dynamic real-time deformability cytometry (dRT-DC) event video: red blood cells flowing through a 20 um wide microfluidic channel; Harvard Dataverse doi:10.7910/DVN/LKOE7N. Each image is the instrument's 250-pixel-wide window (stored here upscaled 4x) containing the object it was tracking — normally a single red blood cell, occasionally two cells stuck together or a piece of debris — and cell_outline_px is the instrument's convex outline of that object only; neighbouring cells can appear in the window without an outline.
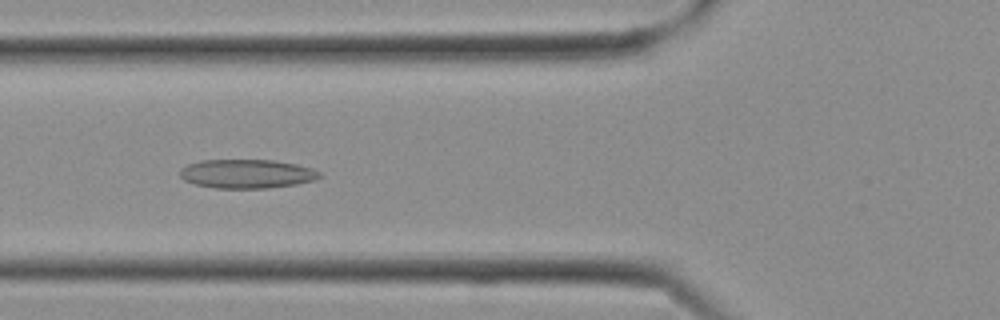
{"species": "Egyptian fruit bat (a non-hibernating species)", "species_latin": "Rousettus aegyptiacus", "temperature_condition": "cold", "stored_images_in_passage": 20, "camera_frame_rate_fps": 3000, "um_per_image_px": 0.085, "frame": {"image": 1, "passage_image": 10, "time_ms": 3.0, "image_size_px": [1000, 320], "cell_outline_px": [[320, 176], [312, 180], [296, 184], [268, 188], [216, 188], [196, 184], [184, 180], [180, 176], [180, 168], [188, 164], [200, 160], [272, 160], [296, 164], [312, 168], [320, 172]], "centroid_in_image_um": [20.95, 14.77], "position_along_channel_um": 104.9, "area_um2": 23.41}}
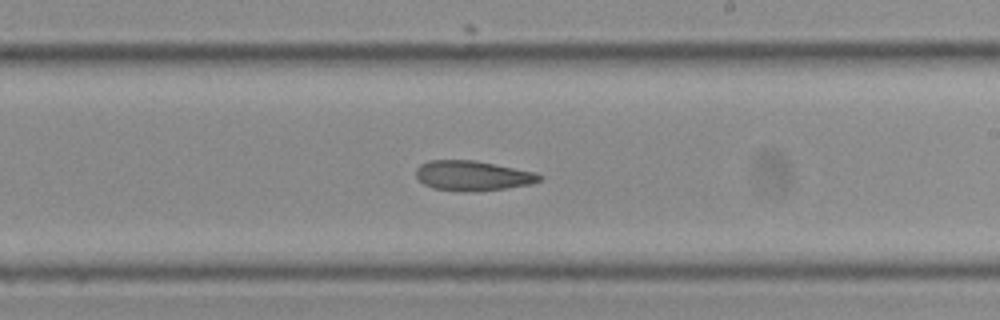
{"frame": {"image": 2, "passage_image": 16, "time_ms": 5.0, "image_size_px": [1000, 320], "cell_outline_px": [[544, 176], [540, 180], [532, 184], [476, 192], [432, 188], [424, 184], [416, 176], [416, 168], [420, 164], [428, 160], [476, 160], [536, 172]], "centroid_in_image_um": [40.19, 14.92], "position_along_channel_um": 248.8, "area_um2": 21.62}}
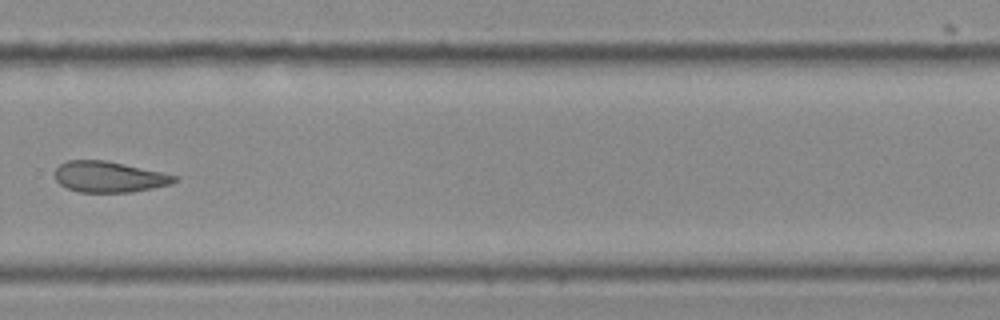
{"frame": {"image": 3, "passage_image": 19, "time_ms": 6.0, "image_size_px": [1000, 320], "cell_outline_px": [[176, 180], [172, 184], [132, 192], [80, 192], [68, 188], [60, 184], [56, 180], [56, 168], [60, 164], [68, 160], [104, 160], [124, 164], [160, 172], [176, 176]], "centroid_in_image_um": [9.25, 15.03], "position_along_channel_um": 320.6, "area_um2": 21.21}}